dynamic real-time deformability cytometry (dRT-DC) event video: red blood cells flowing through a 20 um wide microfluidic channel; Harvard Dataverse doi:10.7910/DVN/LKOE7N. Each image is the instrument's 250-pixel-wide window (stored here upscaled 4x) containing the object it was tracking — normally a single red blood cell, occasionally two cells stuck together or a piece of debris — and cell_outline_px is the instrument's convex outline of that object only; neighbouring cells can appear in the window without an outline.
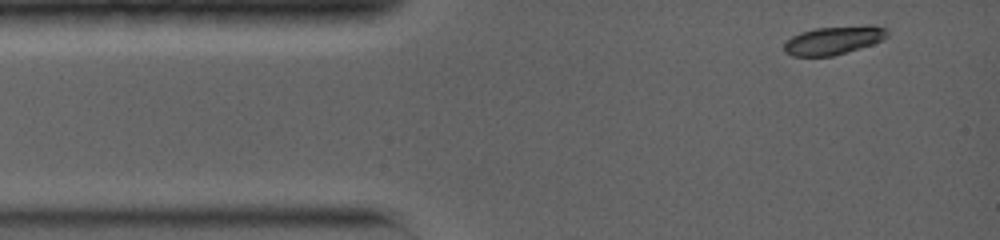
{"species": "common noctule bat (a hibernating species)", "species_latin": "Nyctalus noctula", "temperature_condition": "warm", "stored_images_in_passage": 8, "camera_frame_rate_fps": 5000, "um_per_image_px": 0.085, "animal": {"sex": "female", "body_mass_g": 19.0, "forearm_length_mm": 56.7}, "frame": {"image": 1, "passage_image": 1, "time_ms": 0.0, "image_size_px": [1000, 240], "cell_outline_px": [[888, 36], [872, 44], [860, 48], [832, 56], [792, 56], [784, 52], [784, 44], [792, 36], [800, 32], [816, 28], [864, 24], [868, 24], [888, 28]], "centroid_in_image_um": [70.88, 3.4], "position_along_channel_um": 14.1, "area_um2": 17.22}}
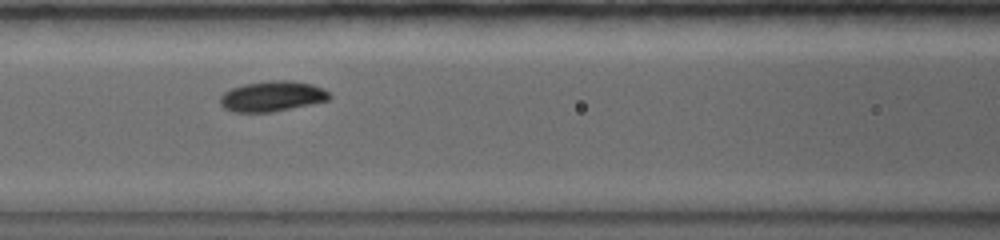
{"frame": {"image": 2, "passage_image": 7, "time_ms": 4.6, "image_size_px": [1000, 240], "cell_outline_px": [[332, 96], [328, 100], [312, 104], [272, 112], [232, 112], [224, 108], [220, 104], [220, 96], [224, 92], [232, 88], [244, 84], [272, 80], [292, 80], [312, 84], [328, 92]], "centroid_in_image_um": [23.12, 8.18], "position_along_channel_um": 143.5, "area_um2": 19.36}}
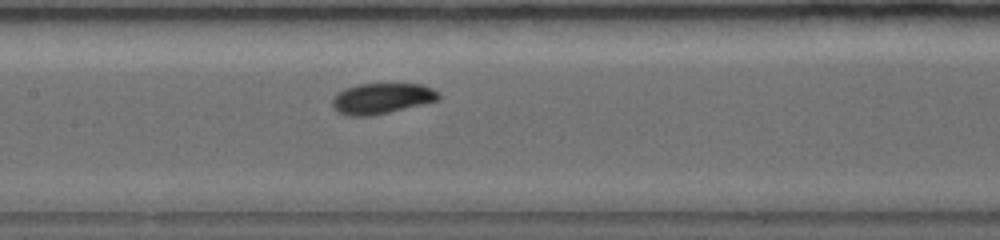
{"frame": {"image": 3, "passage_image": 8, "time_ms": 5.4, "image_size_px": [1000, 240], "cell_outline_px": [[440, 96], [436, 100], [388, 112], [368, 116], [348, 116], [336, 112], [332, 108], [332, 100], [336, 92], [344, 88], [356, 84], [420, 84], [432, 88], [440, 92]], "centroid_in_image_um": [32.36, 8.36], "position_along_channel_um": 175.0, "area_um2": 18.96}}